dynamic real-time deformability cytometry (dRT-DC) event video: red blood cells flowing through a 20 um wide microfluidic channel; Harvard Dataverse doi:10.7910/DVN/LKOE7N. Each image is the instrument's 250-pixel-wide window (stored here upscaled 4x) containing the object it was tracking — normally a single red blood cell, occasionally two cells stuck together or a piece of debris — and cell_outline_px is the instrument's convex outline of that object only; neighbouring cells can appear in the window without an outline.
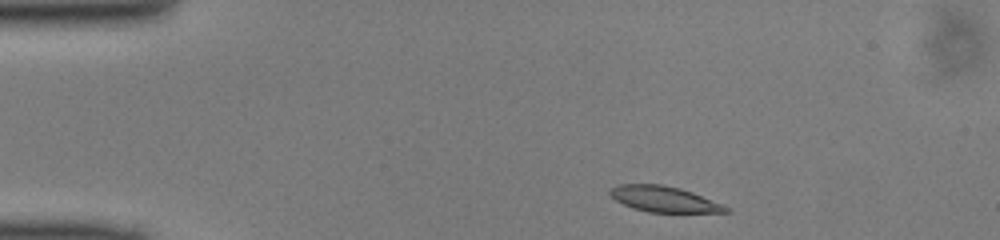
{"species": "common noctule bat (a hibernating species)", "species_latin": "Nyctalus noctula", "temperature_condition": "cold", "stored_images_in_passage": 15, "camera_frame_rate_fps": 3000, "um_per_image_px": 0.085, "animal": {"sex": "male", "body_mass_g": 13.0, "forearm_length_mm": 53.1}, "frame": {"image": 1, "passage_image": 1, "time_ms": 0.0, "image_size_px": [1000, 240], "cell_outline_px": [[732, 212], [648, 212], [632, 208], [616, 200], [608, 192], [616, 184], [664, 184], [680, 188], [692, 192], [732, 208]], "centroid_in_image_um": [56.46, 16.92], "position_along_channel_um": 28.5, "area_um2": 17.4}}
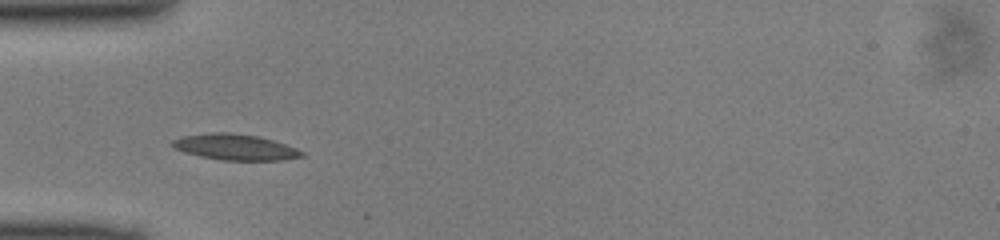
{"frame": {"image": 2, "passage_image": 8, "time_ms": 2.333, "image_size_px": [1000, 240], "cell_outline_px": [[308, 156], [280, 160], [224, 160], [200, 156], [184, 152], [168, 144], [172, 140], [184, 136], [208, 132], [228, 132], [256, 136], [272, 140], [296, 148], [304, 152]], "centroid_in_image_um": [19.99, 12.5], "position_along_channel_um": 65.0, "area_um2": 19.48}}
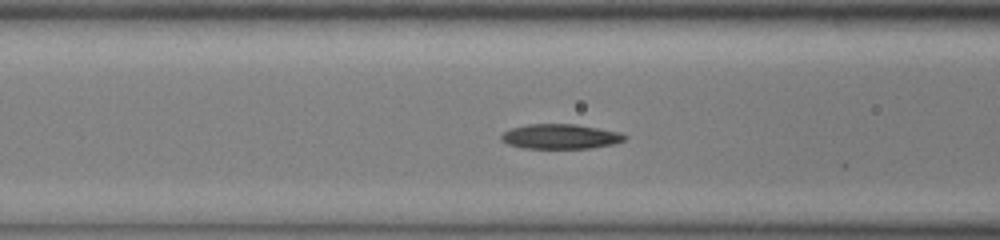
{"frame": {"image": 3, "passage_image": 12, "time_ms": 3.667, "image_size_px": [1000, 240], "cell_outline_px": [[628, 136], [624, 140], [612, 144], [588, 148], [524, 148], [508, 144], [500, 140], [500, 136], [504, 132], [512, 128], [528, 124], [576, 124], [620, 132]], "centroid_in_image_um": [47.62, 11.6], "position_along_channel_um": 119.0, "area_um2": 17.74}}